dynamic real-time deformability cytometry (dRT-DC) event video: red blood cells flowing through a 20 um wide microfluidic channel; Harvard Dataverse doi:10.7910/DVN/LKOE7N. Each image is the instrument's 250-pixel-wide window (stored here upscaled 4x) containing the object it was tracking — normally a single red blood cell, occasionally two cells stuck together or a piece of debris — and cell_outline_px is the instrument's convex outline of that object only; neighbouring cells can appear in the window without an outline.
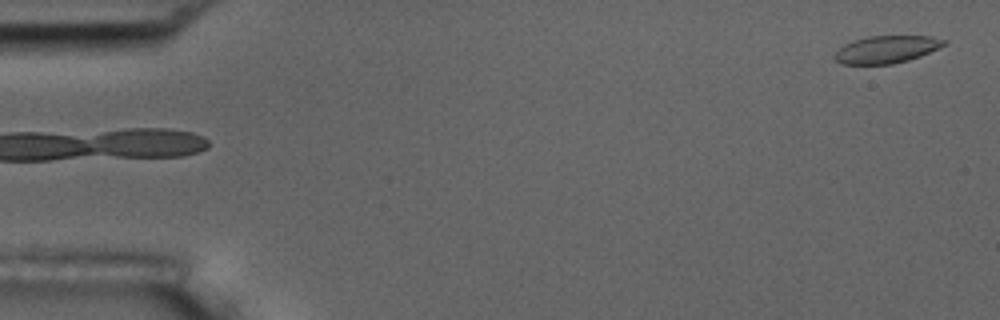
{"species": "common noctule bat (a hibernating species)", "species_latin": "Nyctalus noctula", "temperature_condition": "room temperature", "stored_images_in_passage": 5, "segment_of_instrument_passage": [2, 2], "camera_frame_rate_fps": 3000, "um_per_image_px": 0.085, "animal": {"sex": "male", "body_mass_g": 17.5, "forearm_length_mm": 52.3}, "frame": {"image": 1, "passage_image": 5, "time_ms": 5.667, "image_size_px": [1000, 320], "cell_outline_px": [[948, 44], [920, 56], [908, 60], [892, 64], [840, 64], [832, 56], [844, 44], [852, 40], [868, 36], [932, 36], [948, 40]], "centroid_in_image_um": [75.37, 4.19], "position_along_channel_um": 9.6, "area_um2": 17.63}}